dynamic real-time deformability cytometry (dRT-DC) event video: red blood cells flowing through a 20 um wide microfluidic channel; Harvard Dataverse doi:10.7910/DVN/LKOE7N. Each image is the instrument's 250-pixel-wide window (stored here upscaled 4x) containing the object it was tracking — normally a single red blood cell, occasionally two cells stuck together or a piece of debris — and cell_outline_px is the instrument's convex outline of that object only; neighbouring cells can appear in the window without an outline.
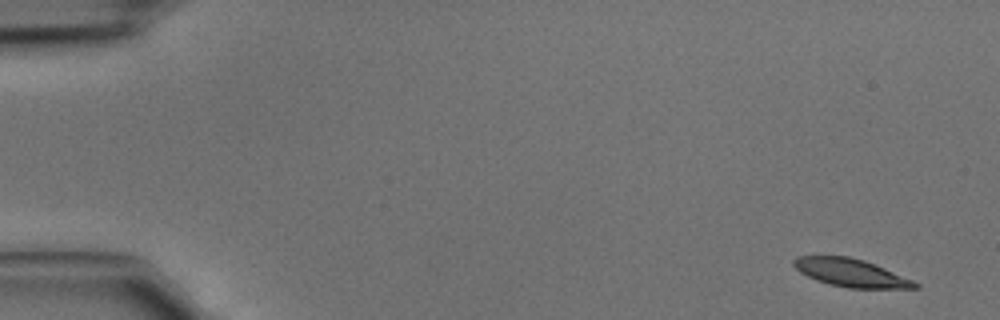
{"species": "common noctule bat (a hibernating species)", "species_latin": "Nyctalus noctula", "temperature_condition": "cold", "stored_images_in_passage": 44, "camera_frame_rate_fps": 3000, "um_per_image_px": 0.085, "animal": {"sex": "male", "body_mass_g": 15.6}, "frame": {"image": 1, "passage_image": 1, "time_ms": 0.0, "image_size_px": [1000, 320], "cell_outline_px": [[920, 288], [848, 288], [828, 284], [816, 280], [800, 272], [792, 264], [792, 260], [796, 256], [848, 256], [864, 260], [884, 268], [912, 280], [920, 284]], "centroid_in_image_um": [72.3, 23.19], "position_along_channel_um": 12.7, "area_um2": 19.65}}
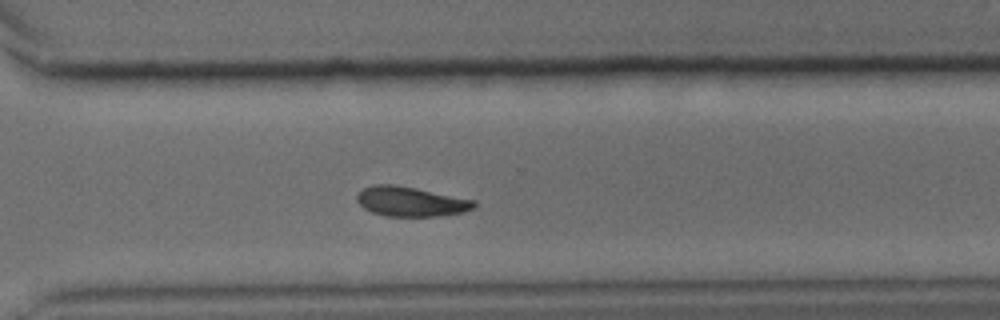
{"frame": {"image": 2, "passage_image": 32, "time_ms": 10.333, "image_size_px": [1000, 320], "cell_outline_px": [[476, 204], [472, 208], [464, 212], [436, 216], [384, 216], [372, 212], [364, 208], [356, 200], [356, 196], [364, 188], [372, 184], [392, 184], [476, 200]], "centroid_in_image_um": [34.89, 17.13], "position_along_channel_um": 335.7, "area_um2": 20.06}}
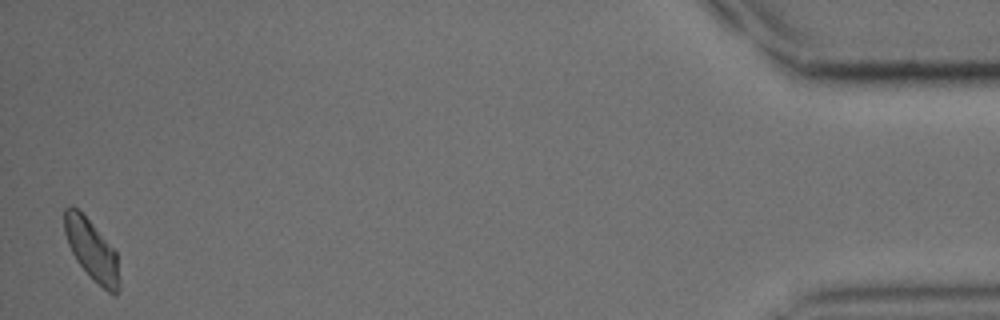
{"frame": {"image": 3, "passage_image": 44, "time_ms": 14.333, "image_size_px": [1000, 320], "cell_outline_px": [[120, 288], [116, 296], [112, 296], [92, 280], [76, 260], [68, 244], [64, 232], [64, 208], [68, 204], [72, 204], [92, 224], [116, 252], [120, 284]], "centroid_in_image_um": [7.79, 21.3], "position_along_channel_um": 427.4, "area_um2": 19.48}}